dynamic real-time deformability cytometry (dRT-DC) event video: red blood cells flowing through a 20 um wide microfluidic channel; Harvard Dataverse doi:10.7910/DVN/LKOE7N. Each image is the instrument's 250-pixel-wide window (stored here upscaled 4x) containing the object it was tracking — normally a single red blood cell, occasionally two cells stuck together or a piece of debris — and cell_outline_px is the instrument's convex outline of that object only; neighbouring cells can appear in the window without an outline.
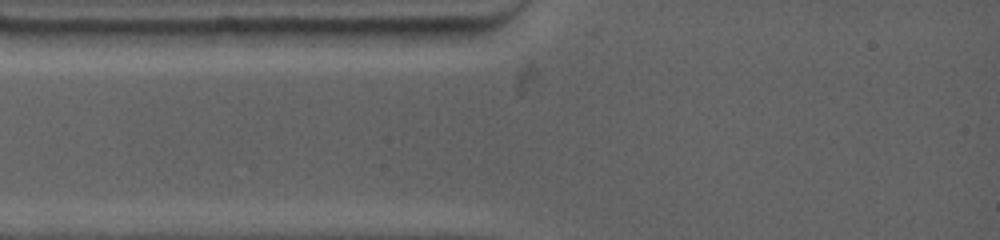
{"species": "common noctule bat (a hibernating species)", "species_latin": "Nyctalus noctula", "temperature_condition": "warm", "stored_images_in_passage": 2, "camera_frame_rate_fps": 4500, "um_per_image_px": 0.085, "animal": {"sex": "female", "body_mass_g": 19.0, "forearm_length_mm": 53.3}, "frame": {"image": 1, "passage_image": 1, "time_ms": 0.0, "image_size_px": [1000, 240], "cell_outline_px": [[472, 28], [464, 36], [452, 44], [312, 44], [300, 28]], "centroid_in_image_um": [32.69, 3.04], "position_along_channel_um": 52.3, "area_um2": 18.15}}